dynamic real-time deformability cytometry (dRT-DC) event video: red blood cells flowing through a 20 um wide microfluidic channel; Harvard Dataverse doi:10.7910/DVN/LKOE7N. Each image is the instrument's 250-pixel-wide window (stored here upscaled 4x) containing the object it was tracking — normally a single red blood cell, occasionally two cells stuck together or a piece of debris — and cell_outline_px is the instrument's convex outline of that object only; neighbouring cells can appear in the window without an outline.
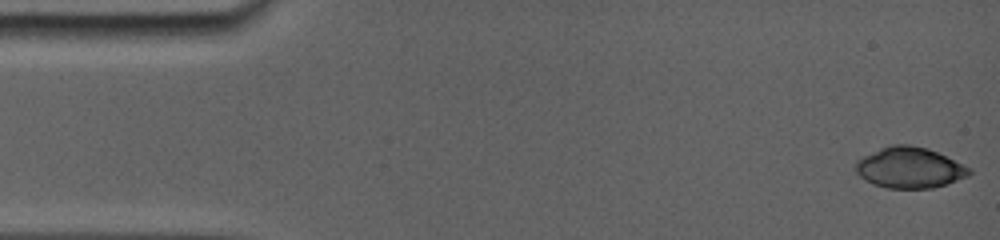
{"species": "common noctule bat (a hibernating species)", "species_latin": "Nyctalus noctula", "temperature_condition": "room temperature", "stored_images_in_passage": 14, "camera_frame_rate_fps": 5000, "um_per_image_px": 0.085, "animal": {"sex": "female", "body_mass_g": 19.0, "forearm_length_mm": 56.7}, "frame": {"image": 1, "passage_image": 1, "time_ms": 0.0, "image_size_px": [1000, 240], "cell_outline_px": [[972, 172], [968, 176], [932, 188], [888, 188], [876, 184], [860, 176], [856, 172], [856, 164], [860, 160], [884, 148], [924, 148], [936, 152], [968, 168]], "centroid_in_image_um": [77.35, 14.33], "position_along_channel_um": 7.6, "area_um2": 25.03}}
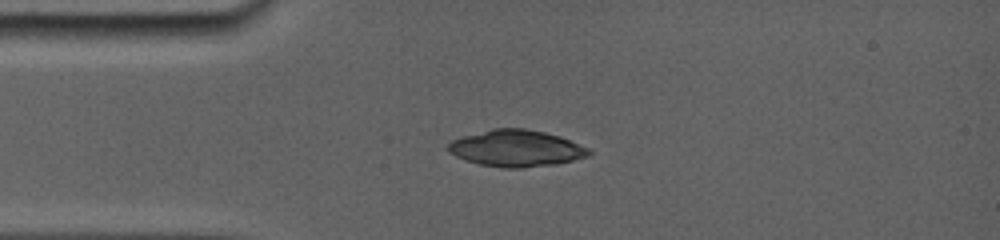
{"frame": {"image": 2, "passage_image": 12, "time_ms": 3.6, "image_size_px": [1000, 240], "cell_outline_px": [[592, 152], [584, 156], [572, 160], [556, 164], [520, 168], [504, 168], [480, 164], [456, 156], [448, 148], [448, 144], [456, 140], [492, 128], [524, 128], [556, 136], [568, 140]], "centroid_in_image_um": [43.86, 12.62], "position_along_channel_um": 41.1, "area_um2": 28.78}}